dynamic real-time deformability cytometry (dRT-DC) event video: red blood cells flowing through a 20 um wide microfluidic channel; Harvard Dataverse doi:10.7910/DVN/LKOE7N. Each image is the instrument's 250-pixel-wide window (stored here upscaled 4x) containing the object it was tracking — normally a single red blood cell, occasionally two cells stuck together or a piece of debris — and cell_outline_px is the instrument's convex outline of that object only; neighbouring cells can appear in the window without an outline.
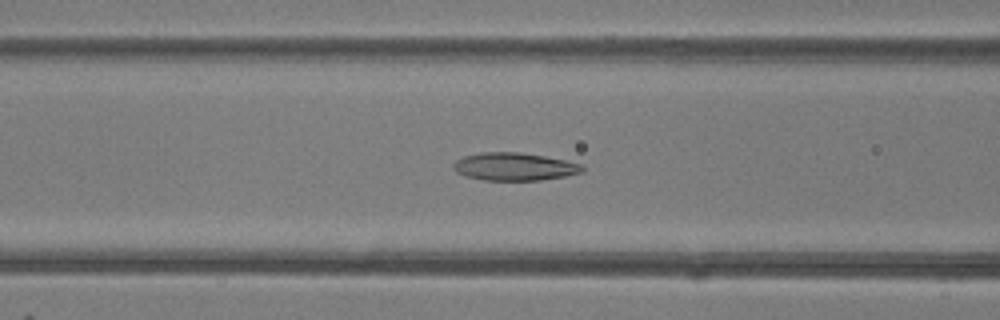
{"species": "common noctule bat (a hibernating species)", "species_latin": "Nyctalus noctula", "temperature_condition": "room temperature", "stored_images_in_passage": 46, "camera_frame_rate_fps": 3000, "um_per_image_px": 0.085, "animal": {"sex": "female"}, "frame": {"image": 1, "passage_image": 17, "time_ms": 5.333, "image_size_px": [1000, 320], "cell_outline_px": [[584, 172], [564, 176], [540, 180], [484, 180], [464, 176], [456, 172], [452, 168], [452, 164], [456, 160], [464, 156], [480, 152], [520, 152], [544, 156], [584, 164]], "centroid_in_image_um": [43.7, 14.16], "position_along_channel_um": 122.9, "area_um2": 21.04}}
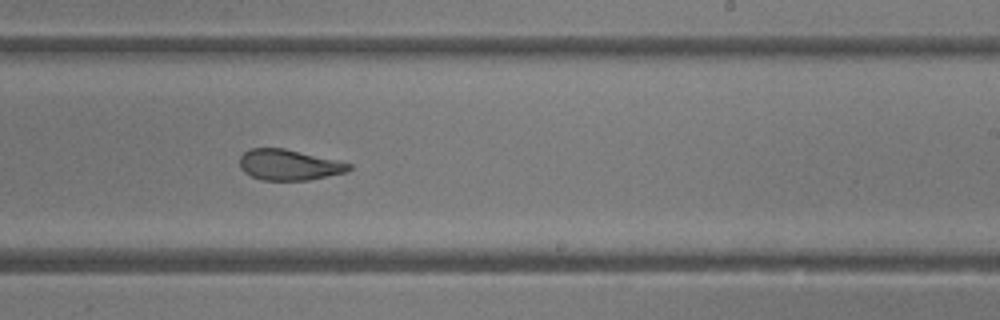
{"frame": {"image": 2, "passage_image": 27, "time_ms": 8.667, "image_size_px": [1000, 320], "cell_outline_px": [[352, 168], [344, 172], [308, 180], [260, 180], [244, 172], [240, 168], [240, 156], [244, 152], [252, 148], [284, 148], [336, 160], [352, 164]], "centroid_in_image_um": [24.52, 14.01], "position_along_channel_um": 264.5, "area_um2": 19.36}}
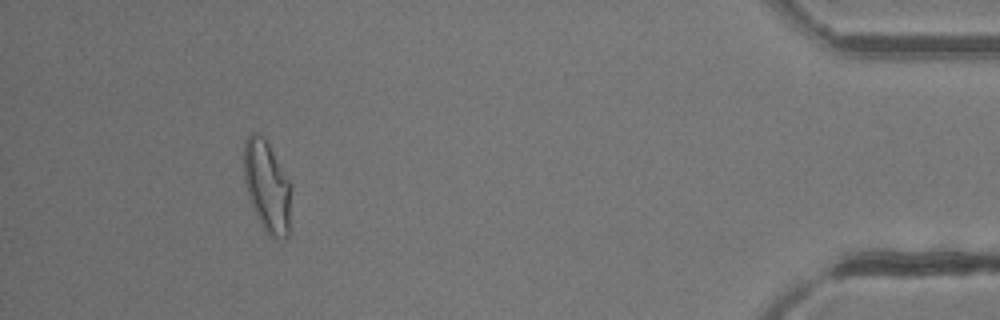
{"frame": {"image": 3, "passage_image": 42, "time_ms": 13.667, "image_size_px": [1000, 320], "cell_outline_px": [[292, 188], [288, 236], [284, 240], [276, 240], [260, 224], [248, 196], [244, 184], [244, 140], [252, 132], [256, 132], [264, 136], [292, 184]], "centroid_in_image_um": [22.71, 15.83], "position_along_channel_um": 412.5, "area_um2": 25.61}, "authors_computed_cell_mechanics": {"area_um2": 21.9929, "velocity_mm_per_s": 4.2516, "shape_relaxation_time_tau1_ms": 9.5077, "shape_relaxation_time_tau2_ms": 2.0464, "deformation_change_tau1": 0.2857, "deformation_change_tau2": 0.0936}}